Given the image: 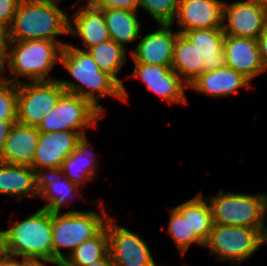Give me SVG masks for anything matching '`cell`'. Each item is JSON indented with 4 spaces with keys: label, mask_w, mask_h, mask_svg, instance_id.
Segmentation results:
<instances>
[{
    "label": "cell",
    "mask_w": 267,
    "mask_h": 266,
    "mask_svg": "<svg viewBox=\"0 0 267 266\" xmlns=\"http://www.w3.org/2000/svg\"><path fill=\"white\" fill-rule=\"evenodd\" d=\"M65 43L60 56V64L66 68L74 79H58L65 92L76 94L89 100L104 115V109L99 103L107 96L122 99V86L108 73L100 70L90 53Z\"/></svg>",
    "instance_id": "cell-1"
},
{
    "label": "cell",
    "mask_w": 267,
    "mask_h": 266,
    "mask_svg": "<svg viewBox=\"0 0 267 266\" xmlns=\"http://www.w3.org/2000/svg\"><path fill=\"white\" fill-rule=\"evenodd\" d=\"M62 0H20L6 41L48 40L62 42L69 35V14L59 7Z\"/></svg>",
    "instance_id": "cell-2"
},
{
    "label": "cell",
    "mask_w": 267,
    "mask_h": 266,
    "mask_svg": "<svg viewBox=\"0 0 267 266\" xmlns=\"http://www.w3.org/2000/svg\"><path fill=\"white\" fill-rule=\"evenodd\" d=\"M65 43L41 39L6 41V72L13 76L6 75V81L19 84L25 80L29 82L58 79L51 77L50 73L60 64Z\"/></svg>",
    "instance_id": "cell-3"
},
{
    "label": "cell",
    "mask_w": 267,
    "mask_h": 266,
    "mask_svg": "<svg viewBox=\"0 0 267 266\" xmlns=\"http://www.w3.org/2000/svg\"><path fill=\"white\" fill-rule=\"evenodd\" d=\"M97 208L100 214L93 210L52 211V259L64 262L82 242L93 238L105 227L110 215L102 199Z\"/></svg>",
    "instance_id": "cell-4"
},
{
    "label": "cell",
    "mask_w": 267,
    "mask_h": 266,
    "mask_svg": "<svg viewBox=\"0 0 267 266\" xmlns=\"http://www.w3.org/2000/svg\"><path fill=\"white\" fill-rule=\"evenodd\" d=\"M8 255L26 258H52V211L39 208L10 228L0 230Z\"/></svg>",
    "instance_id": "cell-5"
},
{
    "label": "cell",
    "mask_w": 267,
    "mask_h": 266,
    "mask_svg": "<svg viewBox=\"0 0 267 266\" xmlns=\"http://www.w3.org/2000/svg\"><path fill=\"white\" fill-rule=\"evenodd\" d=\"M213 223L247 228H267V193H235L219 190L206 197Z\"/></svg>",
    "instance_id": "cell-6"
},
{
    "label": "cell",
    "mask_w": 267,
    "mask_h": 266,
    "mask_svg": "<svg viewBox=\"0 0 267 266\" xmlns=\"http://www.w3.org/2000/svg\"><path fill=\"white\" fill-rule=\"evenodd\" d=\"M267 245V228H247L213 223L204 249L218 262L241 266L261 246Z\"/></svg>",
    "instance_id": "cell-7"
},
{
    "label": "cell",
    "mask_w": 267,
    "mask_h": 266,
    "mask_svg": "<svg viewBox=\"0 0 267 266\" xmlns=\"http://www.w3.org/2000/svg\"><path fill=\"white\" fill-rule=\"evenodd\" d=\"M105 115L89 100L76 94L64 92L55 107L45 115L38 126L39 132L77 131L86 138V129L98 127Z\"/></svg>",
    "instance_id": "cell-8"
},
{
    "label": "cell",
    "mask_w": 267,
    "mask_h": 266,
    "mask_svg": "<svg viewBox=\"0 0 267 266\" xmlns=\"http://www.w3.org/2000/svg\"><path fill=\"white\" fill-rule=\"evenodd\" d=\"M64 92L58 79L19 83L17 122L38 128Z\"/></svg>",
    "instance_id": "cell-9"
},
{
    "label": "cell",
    "mask_w": 267,
    "mask_h": 266,
    "mask_svg": "<svg viewBox=\"0 0 267 266\" xmlns=\"http://www.w3.org/2000/svg\"><path fill=\"white\" fill-rule=\"evenodd\" d=\"M109 254L115 266H157L147 240L139 233L118 225L113 217L106 222Z\"/></svg>",
    "instance_id": "cell-10"
},
{
    "label": "cell",
    "mask_w": 267,
    "mask_h": 266,
    "mask_svg": "<svg viewBox=\"0 0 267 266\" xmlns=\"http://www.w3.org/2000/svg\"><path fill=\"white\" fill-rule=\"evenodd\" d=\"M132 65L134 70L125 80L131 77L140 79L146 85L147 91L164 99L168 105L188 102L185 88H189V85L171 67L141 63Z\"/></svg>",
    "instance_id": "cell-11"
},
{
    "label": "cell",
    "mask_w": 267,
    "mask_h": 266,
    "mask_svg": "<svg viewBox=\"0 0 267 266\" xmlns=\"http://www.w3.org/2000/svg\"><path fill=\"white\" fill-rule=\"evenodd\" d=\"M266 21L267 11L257 0L224 1L222 29L225 35L256 40Z\"/></svg>",
    "instance_id": "cell-12"
},
{
    "label": "cell",
    "mask_w": 267,
    "mask_h": 266,
    "mask_svg": "<svg viewBox=\"0 0 267 266\" xmlns=\"http://www.w3.org/2000/svg\"><path fill=\"white\" fill-rule=\"evenodd\" d=\"M83 139L77 131L40 132L31 167L38 175L59 172L64 159Z\"/></svg>",
    "instance_id": "cell-13"
},
{
    "label": "cell",
    "mask_w": 267,
    "mask_h": 266,
    "mask_svg": "<svg viewBox=\"0 0 267 266\" xmlns=\"http://www.w3.org/2000/svg\"><path fill=\"white\" fill-rule=\"evenodd\" d=\"M158 28L140 37L130 56L133 63L171 67L174 43L179 33L171 24H157Z\"/></svg>",
    "instance_id": "cell-14"
},
{
    "label": "cell",
    "mask_w": 267,
    "mask_h": 266,
    "mask_svg": "<svg viewBox=\"0 0 267 266\" xmlns=\"http://www.w3.org/2000/svg\"><path fill=\"white\" fill-rule=\"evenodd\" d=\"M224 0H180L171 25L178 32L202 28H222Z\"/></svg>",
    "instance_id": "cell-15"
},
{
    "label": "cell",
    "mask_w": 267,
    "mask_h": 266,
    "mask_svg": "<svg viewBox=\"0 0 267 266\" xmlns=\"http://www.w3.org/2000/svg\"><path fill=\"white\" fill-rule=\"evenodd\" d=\"M223 48L226 57L225 66L243 74L250 81L266 72L257 40L225 35Z\"/></svg>",
    "instance_id": "cell-16"
},
{
    "label": "cell",
    "mask_w": 267,
    "mask_h": 266,
    "mask_svg": "<svg viewBox=\"0 0 267 266\" xmlns=\"http://www.w3.org/2000/svg\"><path fill=\"white\" fill-rule=\"evenodd\" d=\"M251 88L249 79L227 66L204 72L189 84V89L214 98L230 97V94L235 95L240 89Z\"/></svg>",
    "instance_id": "cell-17"
},
{
    "label": "cell",
    "mask_w": 267,
    "mask_h": 266,
    "mask_svg": "<svg viewBox=\"0 0 267 266\" xmlns=\"http://www.w3.org/2000/svg\"><path fill=\"white\" fill-rule=\"evenodd\" d=\"M86 3V4H85ZM79 5L72 16H69V35L76 36L83 41L84 48L98 45L110 39L103 12L92 7L87 1Z\"/></svg>",
    "instance_id": "cell-18"
},
{
    "label": "cell",
    "mask_w": 267,
    "mask_h": 266,
    "mask_svg": "<svg viewBox=\"0 0 267 266\" xmlns=\"http://www.w3.org/2000/svg\"><path fill=\"white\" fill-rule=\"evenodd\" d=\"M39 135L40 132L37 127L15 122L3 149L0 151V161L31 167Z\"/></svg>",
    "instance_id": "cell-19"
},
{
    "label": "cell",
    "mask_w": 267,
    "mask_h": 266,
    "mask_svg": "<svg viewBox=\"0 0 267 266\" xmlns=\"http://www.w3.org/2000/svg\"><path fill=\"white\" fill-rule=\"evenodd\" d=\"M82 190L60 172H46L39 175L38 198L45 201L41 208L62 211L63 206L69 207L73 200L82 199Z\"/></svg>",
    "instance_id": "cell-20"
},
{
    "label": "cell",
    "mask_w": 267,
    "mask_h": 266,
    "mask_svg": "<svg viewBox=\"0 0 267 266\" xmlns=\"http://www.w3.org/2000/svg\"><path fill=\"white\" fill-rule=\"evenodd\" d=\"M39 175L26 165L0 161V195L15 198H38Z\"/></svg>",
    "instance_id": "cell-21"
},
{
    "label": "cell",
    "mask_w": 267,
    "mask_h": 266,
    "mask_svg": "<svg viewBox=\"0 0 267 266\" xmlns=\"http://www.w3.org/2000/svg\"><path fill=\"white\" fill-rule=\"evenodd\" d=\"M88 137L80 141L72 153L67 156L59 172L73 184L82 189L87 182L90 183L98 174L97 153L90 148L92 144ZM98 168V169H97Z\"/></svg>",
    "instance_id": "cell-22"
},
{
    "label": "cell",
    "mask_w": 267,
    "mask_h": 266,
    "mask_svg": "<svg viewBox=\"0 0 267 266\" xmlns=\"http://www.w3.org/2000/svg\"><path fill=\"white\" fill-rule=\"evenodd\" d=\"M196 50L203 56V73L226 64L224 52L225 34L222 28H202L182 32Z\"/></svg>",
    "instance_id": "cell-23"
},
{
    "label": "cell",
    "mask_w": 267,
    "mask_h": 266,
    "mask_svg": "<svg viewBox=\"0 0 267 266\" xmlns=\"http://www.w3.org/2000/svg\"><path fill=\"white\" fill-rule=\"evenodd\" d=\"M108 28L110 39L127 50L130 43H134L142 36L138 11L110 8L101 10Z\"/></svg>",
    "instance_id": "cell-24"
},
{
    "label": "cell",
    "mask_w": 267,
    "mask_h": 266,
    "mask_svg": "<svg viewBox=\"0 0 267 266\" xmlns=\"http://www.w3.org/2000/svg\"><path fill=\"white\" fill-rule=\"evenodd\" d=\"M87 51L100 70L111 75L122 86V101L129 103L126 86L118 76L123 65L126 64L128 51L111 39L90 47Z\"/></svg>",
    "instance_id": "cell-25"
},
{
    "label": "cell",
    "mask_w": 267,
    "mask_h": 266,
    "mask_svg": "<svg viewBox=\"0 0 267 266\" xmlns=\"http://www.w3.org/2000/svg\"><path fill=\"white\" fill-rule=\"evenodd\" d=\"M203 56L182 34L178 33L174 43L173 69L188 85L203 73Z\"/></svg>",
    "instance_id": "cell-26"
},
{
    "label": "cell",
    "mask_w": 267,
    "mask_h": 266,
    "mask_svg": "<svg viewBox=\"0 0 267 266\" xmlns=\"http://www.w3.org/2000/svg\"><path fill=\"white\" fill-rule=\"evenodd\" d=\"M167 234H169L182 256L186 255L192 244L204 248V243L190 232L189 225V200L170 208Z\"/></svg>",
    "instance_id": "cell-27"
},
{
    "label": "cell",
    "mask_w": 267,
    "mask_h": 266,
    "mask_svg": "<svg viewBox=\"0 0 267 266\" xmlns=\"http://www.w3.org/2000/svg\"><path fill=\"white\" fill-rule=\"evenodd\" d=\"M106 226L93 238L82 242L64 260L63 266H88L103 259L109 252Z\"/></svg>",
    "instance_id": "cell-28"
},
{
    "label": "cell",
    "mask_w": 267,
    "mask_h": 266,
    "mask_svg": "<svg viewBox=\"0 0 267 266\" xmlns=\"http://www.w3.org/2000/svg\"><path fill=\"white\" fill-rule=\"evenodd\" d=\"M189 225L190 232L205 243L208 240L213 226L211 208L201 192L189 199Z\"/></svg>",
    "instance_id": "cell-29"
},
{
    "label": "cell",
    "mask_w": 267,
    "mask_h": 266,
    "mask_svg": "<svg viewBox=\"0 0 267 266\" xmlns=\"http://www.w3.org/2000/svg\"><path fill=\"white\" fill-rule=\"evenodd\" d=\"M180 0H139L138 9L149 14L157 24H171L177 14Z\"/></svg>",
    "instance_id": "cell-30"
},
{
    "label": "cell",
    "mask_w": 267,
    "mask_h": 266,
    "mask_svg": "<svg viewBox=\"0 0 267 266\" xmlns=\"http://www.w3.org/2000/svg\"><path fill=\"white\" fill-rule=\"evenodd\" d=\"M18 84L0 82V119L17 120Z\"/></svg>",
    "instance_id": "cell-31"
},
{
    "label": "cell",
    "mask_w": 267,
    "mask_h": 266,
    "mask_svg": "<svg viewBox=\"0 0 267 266\" xmlns=\"http://www.w3.org/2000/svg\"><path fill=\"white\" fill-rule=\"evenodd\" d=\"M92 7L99 10L110 8L139 11V0H86Z\"/></svg>",
    "instance_id": "cell-32"
},
{
    "label": "cell",
    "mask_w": 267,
    "mask_h": 266,
    "mask_svg": "<svg viewBox=\"0 0 267 266\" xmlns=\"http://www.w3.org/2000/svg\"><path fill=\"white\" fill-rule=\"evenodd\" d=\"M20 0H0V27L6 32L11 26Z\"/></svg>",
    "instance_id": "cell-33"
},
{
    "label": "cell",
    "mask_w": 267,
    "mask_h": 266,
    "mask_svg": "<svg viewBox=\"0 0 267 266\" xmlns=\"http://www.w3.org/2000/svg\"><path fill=\"white\" fill-rule=\"evenodd\" d=\"M256 40L263 65L267 71V21L265 22L264 28Z\"/></svg>",
    "instance_id": "cell-34"
},
{
    "label": "cell",
    "mask_w": 267,
    "mask_h": 266,
    "mask_svg": "<svg viewBox=\"0 0 267 266\" xmlns=\"http://www.w3.org/2000/svg\"><path fill=\"white\" fill-rule=\"evenodd\" d=\"M47 263L63 266V262L52 258H26L23 259L22 266H47Z\"/></svg>",
    "instance_id": "cell-35"
},
{
    "label": "cell",
    "mask_w": 267,
    "mask_h": 266,
    "mask_svg": "<svg viewBox=\"0 0 267 266\" xmlns=\"http://www.w3.org/2000/svg\"><path fill=\"white\" fill-rule=\"evenodd\" d=\"M15 122H17V120L0 119V151L3 149L5 141L9 136L10 130Z\"/></svg>",
    "instance_id": "cell-36"
},
{
    "label": "cell",
    "mask_w": 267,
    "mask_h": 266,
    "mask_svg": "<svg viewBox=\"0 0 267 266\" xmlns=\"http://www.w3.org/2000/svg\"><path fill=\"white\" fill-rule=\"evenodd\" d=\"M20 259V260H19ZM6 255L0 263V266H22L23 258Z\"/></svg>",
    "instance_id": "cell-37"
},
{
    "label": "cell",
    "mask_w": 267,
    "mask_h": 266,
    "mask_svg": "<svg viewBox=\"0 0 267 266\" xmlns=\"http://www.w3.org/2000/svg\"><path fill=\"white\" fill-rule=\"evenodd\" d=\"M6 52H0V82L6 81Z\"/></svg>",
    "instance_id": "cell-38"
},
{
    "label": "cell",
    "mask_w": 267,
    "mask_h": 266,
    "mask_svg": "<svg viewBox=\"0 0 267 266\" xmlns=\"http://www.w3.org/2000/svg\"><path fill=\"white\" fill-rule=\"evenodd\" d=\"M88 266H115V265L110 257V254L108 253L103 259Z\"/></svg>",
    "instance_id": "cell-39"
},
{
    "label": "cell",
    "mask_w": 267,
    "mask_h": 266,
    "mask_svg": "<svg viewBox=\"0 0 267 266\" xmlns=\"http://www.w3.org/2000/svg\"><path fill=\"white\" fill-rule=\"evenodd\" d=\"M0 52H6V32L0 27Z\"/></svg>",
    "instance_id": "cell-40"
},
{
    "label": "cell",
    "mask_w": 267,
    "mask_h": 266,
    "mask_svg": "<svg viewBox=\"0 0 267 266\" xmlns=\"http://www.w3.org/2000/svg\"><path fill=\"white\" fill-rule=\"evenodd\" d=\"M7 251L4 248V245L2 243V241L0 240V263L3 260V258L7 255Z\"/></svg>",
    "instance_id": "cell-41"
},
{
    "label": "cell",
    "mask_w": 267,
    "mask_h": 266,
    "mask_svg": "<svg viewBox=\"0 0 267 266\" xmlns=\"http://www.w3.org/2000/svg\"><path fill=\"white\" fill-rule=\"evenodd\" d=\"M263 7L264 9L267 11V0H257Z\"/></svg>",
    "instance_id": "cell-42"
},
{
    "label": "cell",
    "mask_w": 267,
    "mask_h": 266,
    "mask_svg": "<svg viewBox=\"0 0 267 266\" xmlns=\"http://www.w3.org/2000/svg\"><path fill=\"white\" fill-rule=\"evenodd\" d=\"M80 1H82V0H77L75 3V5H77L78 3H80ZM84 2L86 1V0H83Z\"/></svg>",
    "instance_id": "cell-43"
}]
</instances>
